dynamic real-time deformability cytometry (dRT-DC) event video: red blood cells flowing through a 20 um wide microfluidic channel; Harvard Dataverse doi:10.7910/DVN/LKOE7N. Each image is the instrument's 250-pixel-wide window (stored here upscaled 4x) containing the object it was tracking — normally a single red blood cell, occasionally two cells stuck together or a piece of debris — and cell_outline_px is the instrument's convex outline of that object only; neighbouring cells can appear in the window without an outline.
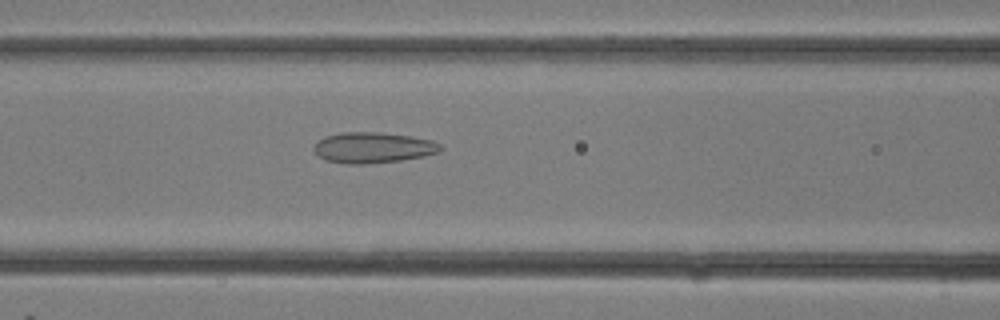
{"species": "common noctule bat (a hibernating species)", "species_latin": "Nyctalus noctula", "temperature_condition": "room temperature", "stored_images_in_passage": 12, "camera_frame_rate_fps": 3000, "um_per_image_px": 0.085, "animal": {"sex": "female"}, "frame": {"image": 1, "passage_image": 10, "time_ms": 3.0, "image_size_px": [1000, 320], "cell_outline_px": [[444, 148], [440, 152], [424, 156], [400, 160], [364, 164], [348, 164], [324, 160], [312, 148], [324, 136], [340, 132], [380, 132], [408, 136], [432, 140], [440, 144]], "centroid_in_image_um": [31.71, 12.54], "position_along_channel_um": 134.9, "area_um2": 22.66}}
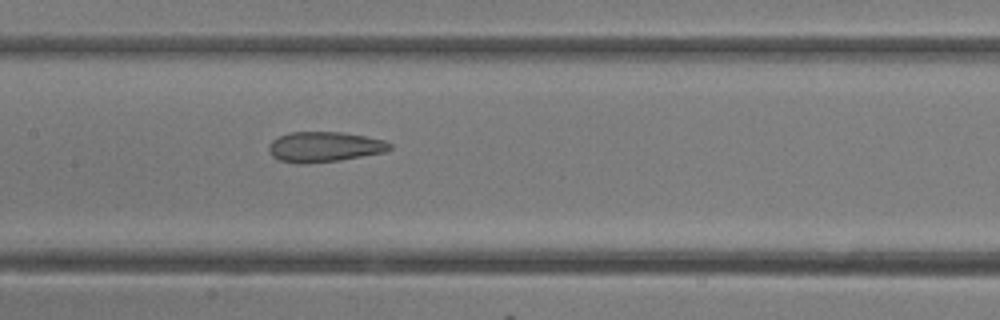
{"frame": {"image": 2, "passage_image": 12, "time_ms": 3.667, "image_size_px": [1000, 320], "cell_outline_px": [[392, 148], [384, 152], [340, 160], [304, 164], [296, 164], [280, 160], [272, 156], [268, 152], [268, 144], [272, 140], [280, 136], [292, 132], [344, 132], [384, 140], [392, 144]], "centroid_in_image_um": [27.55, 12.49], "position_along_channel_um": 179.9, "area_um2": 21.39}}